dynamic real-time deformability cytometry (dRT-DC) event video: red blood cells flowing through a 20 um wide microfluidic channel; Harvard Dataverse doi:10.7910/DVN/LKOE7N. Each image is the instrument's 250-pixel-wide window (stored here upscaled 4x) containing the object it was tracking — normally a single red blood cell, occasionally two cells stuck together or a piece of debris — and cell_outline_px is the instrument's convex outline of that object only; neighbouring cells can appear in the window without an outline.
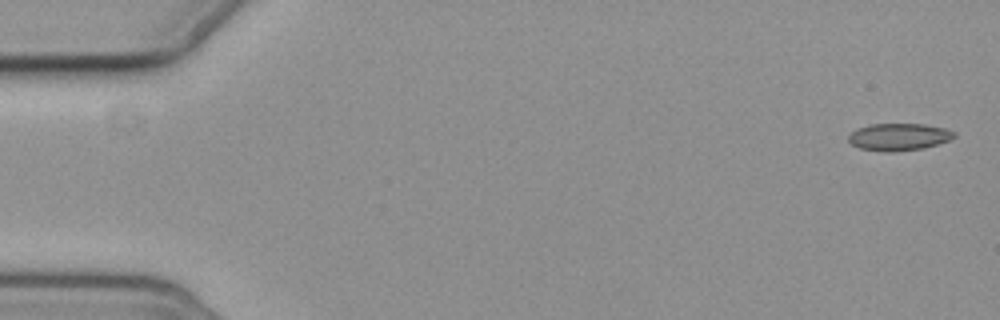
{"species": "common noctule bat (a hibernating species)", "species_latin": "Nyctalus noctula", "temperature_condition": "cold", "stored_images_in_passage": 6, "camera_frame_rate_fps": 3000, "um_per_image_px": 0.085, "animal": {"sex": "female", "body_mass_g": 19.3, "forearm_length_mm": 54.1}, "frame": {"image": 1, "passage_image": 1, "time_ms": 0.0, "image_size_px": [1000, 320], "cell_outline_px": [[956, 136], [948, 140], [924, 148], [892, 152], [884, 152], [860, 148], [852, 144], [848, 140], [848, 136], [856, 128], [872, 124], [924, 124], [944, 128], [956, 132]], "centroid_in_image_um": [76.39, 11.63], "position_along_channel_um": 8.6, "area_um2": 16.7}}
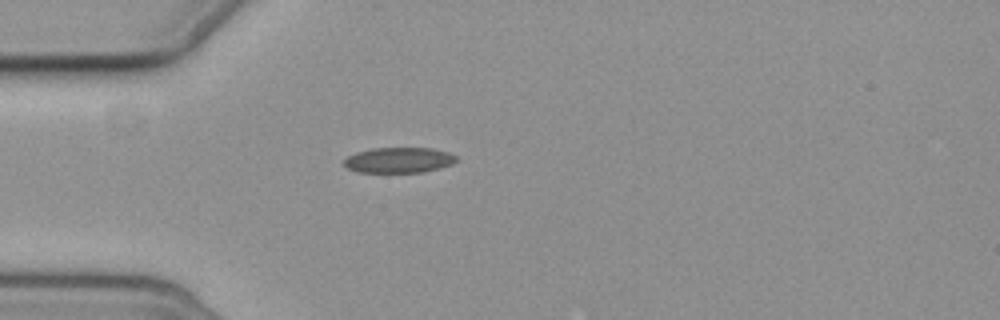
{"frame": {"image": 2, "passage_image": 5, "time_ms": 5.0, "image_size_px": [1000, 320], "cell_outline_px": [[456, 160], [452, 164], [440, 168], [420, 172], [356, 172], [348, 168], [344, 164], [344, 160], [348, 156], [356, 152], [372, 148], [432, 148], [448, 152], [456, 156]], "centroid_in_image_um": [33.89, 13.6], "position_along_channel_um": 51.1, "area_um2": 16.59}}